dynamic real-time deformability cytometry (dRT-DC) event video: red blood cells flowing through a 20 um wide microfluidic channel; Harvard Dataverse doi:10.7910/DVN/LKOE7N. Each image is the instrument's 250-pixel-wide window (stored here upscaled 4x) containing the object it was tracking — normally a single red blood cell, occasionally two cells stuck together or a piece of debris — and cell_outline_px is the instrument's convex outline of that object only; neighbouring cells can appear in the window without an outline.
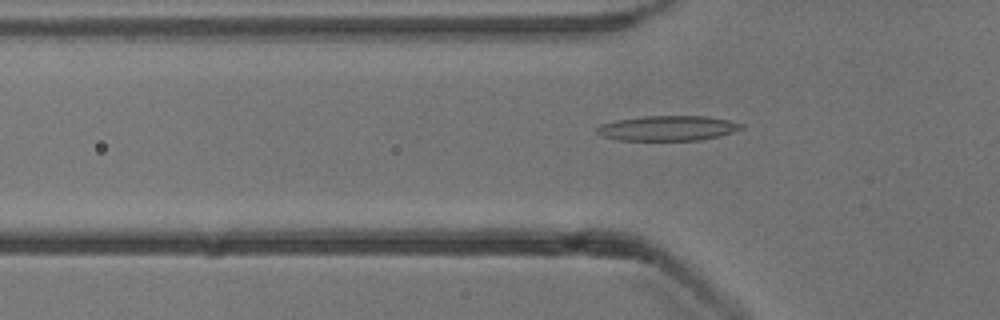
{"species": "common noctule bat (a hibernating species)", "species_latin": "Nyctalus noctula", "temperature_condition": "cold", "stored_images_in_passage": 49, "camera_frame_rate_fps": 3000, "um_per_image_px": 0.085, "animal": {"sex": "male", "body_mass_g": 13.3}, "frame": {"image": 1, "passage_image": 13, "time_ms": 4.0, "image_size_px": [1000, 320], "cell_outline_px": [[744, 128], [720, 136], [700, 140], [616, 140], [604, 136], [596, 132], [596, 128], [600, 124], [616, 120], [644, 116], [708, 116], [728, 120], [744, 124]], "centroid_in_image_um": [56.77, 10.89], "position_along_channel_um": 69.0, "area_um2": 21.1}}
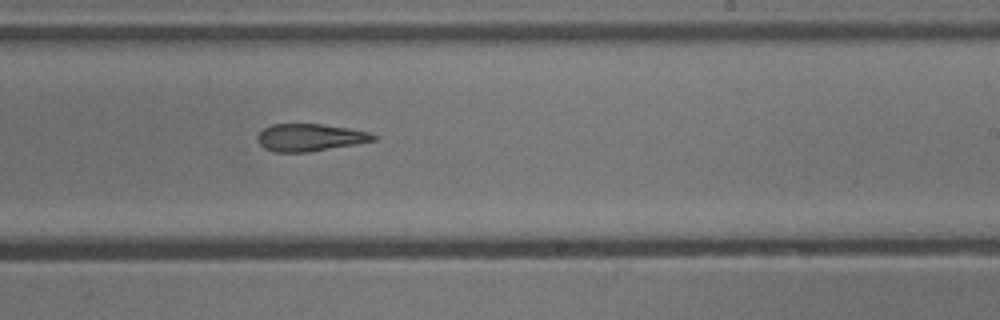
{"frame": {"image": 2, "passage_image": 28, "time_ms": 9.0, "image_size_px": [1000, 320], "cell_outline_px": [[376, 140], [356, 144], [308, 152], [276, 152], [264, 148], [256, 140], [256, 136], [264, 128], [272, 124], [320, 124], [348, 128], [372, 132], [376, 136]], "centroid_in_image_um": [26.34, 11.68], "position_along_channel_um": 262.7, "area_um2": 18.5}}
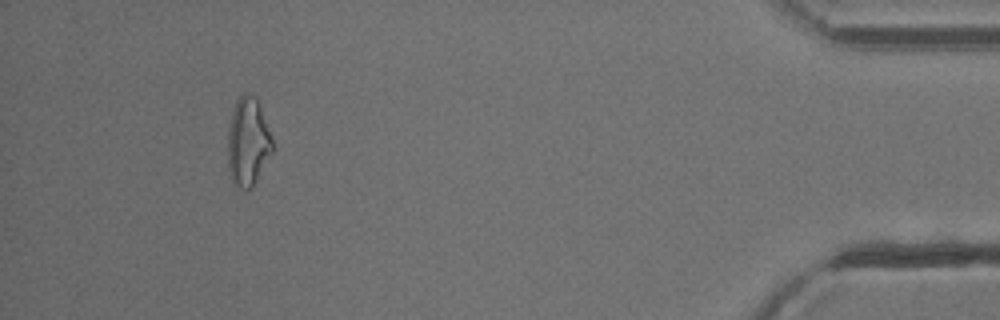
{"frame": {"image": 3, "passage_image": 45, "time_ms": 14.667, "image_size_px": [1000, 320], "cell_outline_px": [[272, 152], [252, 188], [248, 192], [236, 188], [232, 180], [228, 168], [228, 128], [232, 112], [236, 100], [244, 92], [248, 92], [256, 96], [272, 140]], "centroid_in_image_um": [21.05, 12.09], "position_along_channel_um": 414.2, "area_um2": 23.06}, "authors_computed_cell_mechanics": {"area_um2": 20.1722, "velocity_mm_per_s": 3.8517, "shape_relaxation_time_tau1_ms": 6.7291, "shape_relaxation_time_tau2_ms": 2.3349, "deformation_change_tau1": 0.1826, "deformation_change_tau2": 0.1149}}